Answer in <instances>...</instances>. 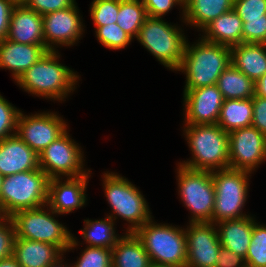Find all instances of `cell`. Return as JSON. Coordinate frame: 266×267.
Returning <instances> with one entry per match:
<instances>
[{"label": "cell", "mask_w": 266, "mask_h": 267, "mask_svg": "<svg viewBox=\"0 0 266 267\" xmlns=\"http://www.w3.org/2000/svg\"><path fill=\"white\" fill-rule=\"evenodd\" d=\"M60 55L55 50L47 51L16 81L28 93L50 100L65 101L76 88L80 78L73 70L59 63Z\"/></svg>", "instance_id": "1"}, {"label": "cell", "mask_w": 266, "mask_h": 267, "mask_svg": "<svg viewBox=\"0 0 266 267\" xmlns=\"http://www.w3.org/2000/svg\"><path fill=\"white\" fill-rule=\"evenodd\" d=\"M199 40L192 46L187 41L177 70L186 75L184 90L216 85L219 76L231 64V47Z\"/></svg>", "instance_id": "2"}, {"label": "cell", "mask_w": 266, "mask_h": 267, "mask_svg": "<svg viewBox=\"0 0 266 267\" xmlns=\"http://www.w3.org/2000/svg\"><path fill=\"white\" fill-rule=\"evenodd\" d=\"M184 133L193 157L179 165L201 171L229 169L228 133L218 124L185 125Z\"/></svg>", "instance_id": "3"}, {"label": "cell", "mask_w": 266, "mask_h": 267, "mask_svg": "<svg viewBox=\"0 0 266 267\" xmlns=\"http://www.w3.org/2000/svg\"><path fill=\"white\" fill-rule=\"evenodd\" d=\"M49 179L40 168L3 177L0 208L5 216L47 205Z\"/></svg>", "instance_id": "4"}, {"label": "cell", "mask_w": 266, "mask_h": 267, "mask_svg": "<svg viewBox=\"0 0 266 267\" xmlns=\"http://www.w3.org/2000/svg\"><path fill=\"white\" fill-rule=\"evenodd\" d=\"M45 207L21 210L10 216L16 237L53 244L63 253L78 246L77 238L52 216L56 213L49 206L46 212Z\"/></svg>", "instance_id": "5"}, {"label": "cell", "mask_w": 266, "mask_h": 267, "mask_svg": "<svg viewBox=\"0 0 266 267\" xmlns=\"http://www.w3.org/2000/svg\"><path fill=\"white\" fill-rule=\"evenodd\" d=\"M102 178L105 196L113 210L109 217L115 221L119 216L127 221L126 233H134L152 219L148 204L135 185L114 172H106Z\"/></svg>", "instance_id": "6"}, {"label": "cell", "mask_w": 266, "mask_h": 267, "mask_svg": "<svg viewBox=\"0 0 266 267\" xmlns=\"http://www.w3.org/2000/svg\"><path fill=\"white\" fill-rule=\"evenodd\" d=\"M182 32L179 26L169 25L162 18L147 17L136 38L160 63L177 71L188 41Z\"/></svg>", "instance_id": "7"}, {"label": "cell", "mask_w": 266, "mask_h": 267, "mask_svg": "<svg viewBox=\"0 0 266 267\" xmlns=\"http://www.w3.org/2000/svg\"><path fill=\"white\" fill-rule=\"evenodd\" d=\"M134 234L141 241L151 263L186 266L187 246L185 229L150 221Z\"/></svg>", "instance_id": "8"}, {"label": "cell", "mask_w": 266, "mask_h": 267, "mask_svg": "<svg viewBox=\"0 0 266 267\" xmlns=\"http://www.w3.org/2000/svg\"><path fill=\"white\" fill-rule=\"evenodd\" d=\"M245 170L223 169L211 171L215 187V203L211 223L239 219L248 196L249 176ZM249 175V176H248Z\"/></svg>", "instance_id": "9"}, {"label": "cell", "mask_w": 266, "mask_h": 267, "mask_svg": "<svg viewBox=\"0 0 266 267\" xmlns=\"http://www.w3.org/2000/svg\"><path fill=\"white\" fill-rule=\"evenodd\" d=\"M179 195L190 210L189 223L210 222L215 203V187L211 171L192 170L178 164Z\"/></svg>", "instance_id": "10"}, {"label": "cell", "mask_w": 266, "mask_h": 267, "mask_svg": "<svg viewBox=\"0 0 266 267\" xmlns=\"http://www.w3.org/2000/svg\"><path fill=\"white\" fill-rule=\"evenodd\" d=\"M77 144L66 130L39 154V168L49 178L61 180L62 176L80 177L91 172L84 170L83 152Z\"/></svg>", "instance_id": "11"}, {"label": "cell", "mask_w": 266, "mask_h": 267, "mask_svg": "<svg viewBox=\"0 0 266 267\" xmlns=\"http://www.w3.org/2000/svg\"><path fill=\"white\" fill-rule=\"evenodd\" d=\"M67 124L54 112L24 115L20 112L16 135L38 155L66 130Z\"/></svg>", "instance_id": "12"}, {"label": "cell", "mask_w": 266, "mask_h": 267, "mask_svg": "<svg viewBox=\"0 0 266 267\" xmlns=\"http://www.w3.org/2000/svg\"><path fill=\"white\" fill-rule=\"evenodd\" d=\"M229 168L254 171L266 160V137L249 126L228 133Z\"/></svg>", "instance_id": "13"}, {"label": "cell", "mask_w": 266, "mask_h": 267, "mask_svg": "<svg viewBox=\"0 0 266 267\" xmlns=\"http://www.w3.org/2000/svg\"><path fill=\"white\" fill-rule=\"evenodd\" d=\"M185 234L186 267H215L221 248L216 224L211 222L189 223L185 228Z\"/></svg>", "instance_id": "14"}, {"label": "cell", "mask_w": 266, "mask_h": 267, "mask_svg": "<svg viewBox=\"0 0 266 267\" xmlns=\"http://www.w3.org/2000/svg\"><path fill=\"white\" fill-rule=\"evenodd\" d=\"M76 5L42 16L43 38L48 50L55 51L58 45L73 46L83 35V22Z\"/></svg>", "instance_id": "15"}, {"label": "cell", "mask_w": 266, "mask_h": 267, "mask_svg": "<svg viewBox=\"0 0 266 267\" xmlns=\"http://www.w3.org/2000/svg\"><path fill=\"white\" fill-rule=\"evenodd\" d=\"M185 125L217 124L224 98L217 85L184 90Z\"/></svg>", "instance_id": "16"}, {"label": "cell", "mask_w": 266, "mask_h": 267, "mask_svg": "<svg viewBox=\"0 0 266 267\" xmlns=\"http://www.w3.org/2000/svg\"><path fill=\"white\" fill-rule=\"evenodd\" d=\"M67 177L66 181L60 178H50L48 183L47 205L56 215L73 212L86 204V188L89 175Z\"/></svg>", "instance_id": "17"}, {"label": "cell", "mask_w": 266, "mask_h": 267, "mask_svg": "<svg viewBox=\"0 0 266 267\" xmlns=\"http://www.w3.org/2000/svg\"><path fill=\"white\" fill-rule=\"evenodd\" d=\"M39 169V155L16 134L0 141V175Z\"/></svg>", "instance_id": "18"}, {"label": "cell", "mask_w": 266, "mask_h": 267, "mask_svg": "<svg viewBox=\"0 0 266 267\" xmlns=\"http://www.w3.org/2000/svg\"><path fill=\"white\" fill-rule=\"evenodd\" d=\"M6 39L22 44L45 45L42 15L25 4H16L11 13Z\"/></svg>", "instance_id": "19"}, {"label": "cell", "mask_w": 266, "mask_h": 267, "mask_svg": "<svg viewBox=\"0 0 266 267\" xmlns=\"http://www.w3.org/2000/svg\"><path fill=\"white\" fill-rule=\"evenodd\" d=\"M47 51L45 45L22 44L4 39L0 42V67L12 71L16 82Z\"/></svg>", "instance_id": "20"}, {"label": "cell", "mask_w": 266, "mask_h": 267, "mask_svg": "<svg viewBox=\"0 0 266 267\" xmlns=\"http://www.w3.org/2000/svg\"><path fill=\"white\" fill-rule=\"evenodd\" d=\"M255 223L252 216L218 222L216 226L221 246L246 258Z\"/></svg>", "instance_id": "21"}, {"label": "cell", "mask_w": 266, "mask_h": 267, "mask_svg": "<svg viewBox=\"0 0 266 267\" xmlns=\"http://www.w3.org/2000/svg\"><path fill=\"white\" fill-rule=\"evenodd\" d=\"M63 254L53 244L15 237L13 257L21 267H47Z\"/></svg>", "instance_id": "22"}, {"label": "cell", "mask_w": 266, "mask_h": 267, "mask_svg": "<svg viewBox=\"0 0 266 267\" xmlns=\"http://www.w3.org/2000/svg\"><path fill=\"white\" fill-rule=\"evenodd\" d=\"M231 64L256 82L266 74V44L241 43L232 46Z\"/></svg>", "instance_id": "23"}, {"label": "cell", "mask_w": 266, "mask_h": 267, "mask_svg": "<svg viewBox=\"0 0 266 267\" xmlns=\"http://www.w3.org/2000/svg\"><path fill=\"white\" fill-rule=\"evenodd\" d=\"M242 19L232 9L206 25L202 39L216 44L232 47L243 43Z\"/></svg>", "instance_id": "24"}, {"label": "cell", "mask_w": 266, "mask_h": 267, "mask_svg": "<svg viewBox=\"0 0 266 267\" xmlns=\"http://www.w3.org/2000/svg\"><path fill=\"white\" fill-rule=\"evenodd\" d=\"M234 0H184L183 22L200 31L212 20L233 9Z\"/></svg>", "instance_id": "25"}, {"label": "cell", "mask_w": 266, "mask_h": 267, "mask_svg": "<svg viewBox=\"0 0 266 267\" xmlns=\"http://www.w3.org/2000/svg\"><path fill=\"white\" fill-rule=\"evenodd\" d=\"M151 260L134 233H125L112 248V267H150Z\"/></svg>", "instance_id": "26"}, {"label": "cell", "mask_w": 266, "mask_h": 267, "mask_svg": "<svg viewBox=\"0 0 266 267\" xmlns=\"http://www.w3.org/2000/svg\"><path fill=\"white\" fill-rule=\"evenodd\" d=\"M253 103L249 99H226L220 109L217 124L227 133L252 126Z\"/></svg>", "instance_id": "27"}, {"label": "cell", "mask_w": 266, "mask_h": 267, "mask_svg": "<svg viewBox=\"0 0 266 267\" xmlns=\"http://www.w3.org/2000/svg\"><path fill=\"white\" fill-rule=\"evenodd\" d=\"M217 87L226 99H249L255 95V82L230 64L219 76Z\"/></svg>", "instance_id": "28"}, {"label": "cell", "mask_w": 266, "mask_h": 267, "mask_svg": "<svg viewBox=\"0 0 266 267\" xmlns=\"http://www.w3.org/2000/svg\"><path fill=\"white\" fill-rule=\"evenodd\" d=\"M115 221L107 216L99 220L84 219V229L81 230V235L91 247H103L112 249L121 236L116 235L114 228Z\"/></svg>", "instance_id": "29"}, {"label": "cell", "mask_w": 266, "mask_h": 267, "mask_svg": "<svg viewBox=\"0 0 266 267\" xmlns=\"http://www.w3.org/2000/svg\"><path fill=\"white\" fill-rule=\"evenodd\" d=\"M147 17L142 0H119V12L116 23L132 39L136 38L138 31Z\"/></svg>", "instance_id": "30"}, {"label": "cell", "mask_w": 266, "mask_h": 267, "mask_svg": "<svg viewBox=\"0 0 266 267\" xmlns=\"http://www.w3.org/2000/svg\"><path fill=\"white\" fill-rule=\"evenodd\" d=\"M245 262L247 267H266V225L254 224Z\"/></svg>", "instance_id": "31"}, {"label": "cell", "mask_w": 266, "mask_h": 267, "mask_svg": "<svg viewBox=\"0 0 266 267\" xmlns=\"http://www.w3.org/2000/svg\"><path fill=\"white\" fill-rule=\"evenodd\" d=\"M95 30L99 43L111 50L125 48L132 41V38L117 23L96 27Z\"/></svg>", "instance_id": "32"}, {"label": "cell", "mask_w": 266, "mask_h": 267, "mask_svg": "<svg viewBox=\"0 0 266 267\" xmlns=\"http://www.w3.org/2000/svg\"><path fill=\"white\" fill-rule=\"evenodd\" d=\"M119 0H93L90 7V16L95 27L117 22Z\"/></svg>", "instance_id": "33"}, {"label": "cell", "mask_w": 266, "mask_h": 267, "mask_svg": "<svg viewBox=\"0 0 266 267\" xmlns=\"http://www.w3.org/2000/svg\"><path fill=\"white\" fill-rule=\"evenodd\" d=\"M72 267H112V249L87 246Z\"/></svg>", "instance_id": "34"}, {"label": "cell", "mask_w": 266, "mask_h": 267, "mask_svg": "<svg viewBox=\"0 0 266 267\" xmlns=\"http://www.w3.org/2000/svg\"><path fill=\"white\" fill-rule=\"evenodd\" d=\"M20 112L0 94V141L16 134Z\"/></svg>", "instance_id": "35"}, {"label": "cell", "mask_w": 266, "mask_h": 267, "mask_svg": "<svg viewBox=\"0 0 266 267\" xmlns=\"http://www.w3.org/2000/svg\"><path fill=\"white\" fill-rule=\"evenodd\" d=\"M243 43L266 44V14L264 18L242 19Z\"/></svg>", "instance_id": "36"}, {"label": "cell", "mask_w": 266, "mask_h": 267, "mask_svg": "<svg viewBox=\"0 0 266 267\" xmlns=\"http://www.w3.org/2000/svg\"><path fill=\"white\" fill-rule=\"evenodd\" d=\"M233 10L241 19L264 18L266 0H234Z\"/></svg>", "instance_id": "37"}, {"label": "cell", "mask_w": 266, "mask_h": 267, "mask_svg": "<svg viewBox=\"0 0 266 267\" xmlns=\"http://www.w3.org/2000/svg\"><path fill=\"white\" fill-rule=\"evenodd\" d=\"M15 228L10 217L0 223V261L13 256Z\"/></svg>", "instance_id": "38"}, {"label": "cell", "mask_w": 266, "mask_h": 267, "mask_svg": "<svg viewBox=\"0 0 266 267\" xmlns=\"http://www.w3.org/2000/svg\"><path fill=\"white\" fill-rule=\"evenodd\" d=\"M75 0H27L25 5L40 15L72 7Z\"/></svg>", "instance_id": "39"}, {"label": "cell", "mask_w": 266, "mask_h": 267, "mask_svg": "<svg viewBox=\"0 0 266 267\" xmlns=\"http://www.w3.org/2000/svg\"><path fill=\"white\" fill-rule=\"evenodd\" d=\"M142 2L147 16L152 18H162L176 5L184 9V0H142Z\"/></svg>", "instance_id": "40"}, {"label": "cell", "mask_w": 266, "mask_h": 267, "mask_svg": "<svg viewBox=\"0 0 266 267\" xmlns=\"http://www.w3.org/2000/svg\"><path fill=\"white\" fill-rule=\"evenodd\" d=\"M253 119L252 126L266 137V98L260 96L252 97Z\"/></svg>", "instance_id": "41"}, {"label": "cell", "mask_w": 266, "mask_h": 267, "mask_svg": "<svg viewBox=\"0 0 266 267\" xmlns=\"http://www.w3.org/2000/svg\"><path fill=\"white\" fill-rule=\"evenodd\" d=\"M245 258L221 246L215 267H246Z\"/></svg>", "instance_id": "42"}, {"label": "cell", "mask_w": 266, "mask_h": 267, "mask_svg": "<svg viewBox=\"0 0 266 267\" xmlns=\"http://www.w3.org/2000/svg\"><path fill=\"white\" fill-rule=\"evenodd\" d=\"M15 5L12 0H0V42L7 38L10 17Z\"/></svg>", "instance_id": "43"}, {"label": "cell", "mask_w": 266, "mask_h": 267, "mask_svg": "<svg viewBox=\"0 0 266 267\" xmlns=\"http://www.w3.org/2000/svg\"><path fill=\"white\" fill-rule=\"evenodd\" d=\"M255 96L266 98V74L255 82Z\"/></svg>", "instance_id": "44"}, {"label": "cell", "mask_w": 266, "mask_h": 267, "mask_svg": "<svg viewBox=\"0 0 266 267\" xmlns=\"http://www.w3.org/2000/svg\"><path fill=\"white\" fill-rule=\"evenodd\" d=\"M0 267H21L13 256L0 261Z\"/></svg>", "instance_id": "45"}, {"label": "cell", "mask_w": 266, "mask_h": 267, "mask_svg": "<svg viewBox=\"0 0 266 267\" xmlns=\"http://www.w3.org/2000/svg\"><path fill=\"white\" fill-rule=\"evenodd\" d=\"M63 257L60 256L53 264L47 266V267H71L70 265L68 266V264H64L62 259Z\"/></svg>", "instance_id": "46"}, {"label": "cell", "mask_w": 266, "mask_h": 267, "mask_svg": "<svg viewBox=\"0 0 266 267\" xmlns=\"http://www.w3.org/2000/svg\"><path fill=\"white\" fill-rule=\"evenodd\" d=\"M150 267H186V266L151 263Z\"/></svg>", "instance_id": "47"}, {"label": "cell", "mask_w": 266, "mask_h": 267, "mask_svg": "<svg viewBox=\"0 0 266 267\" xmlns=\"http://www.w3.org/2000/svg\"><path fill=\"white\" fill-rule=\"evenodd\" d=\"M6 218L5 214L3 213L2 209L0 208V223Z\"/></svg>", "instance_id": "48"}, {"label": "cell", "mask_w": 266, "mask_h": 267, "mask_svg": "<svg viewBox=\"0 0 266 267\" xmlns=\"http://www.w3.org/2000/svg\"><path fill=\"white\" fill-rule=\"evenodd\" d=\"M15 4H25L27 0H12Z\"/></svg>", "instance_id": "49"}, {"label": "cell", "mask_w": 266, "mask_h": 267, "mask_svg": "<svg viewBox=\"0 0 266 267\" xmlns=\"http://www.w3.org/2000/svg\"><path fill=\"white\" fill-rule=\"evenodd\" d=\"M2 179H3V177L0 175V196H1Z\"/></svg>", "instance_id": "50"}]
</instances>
